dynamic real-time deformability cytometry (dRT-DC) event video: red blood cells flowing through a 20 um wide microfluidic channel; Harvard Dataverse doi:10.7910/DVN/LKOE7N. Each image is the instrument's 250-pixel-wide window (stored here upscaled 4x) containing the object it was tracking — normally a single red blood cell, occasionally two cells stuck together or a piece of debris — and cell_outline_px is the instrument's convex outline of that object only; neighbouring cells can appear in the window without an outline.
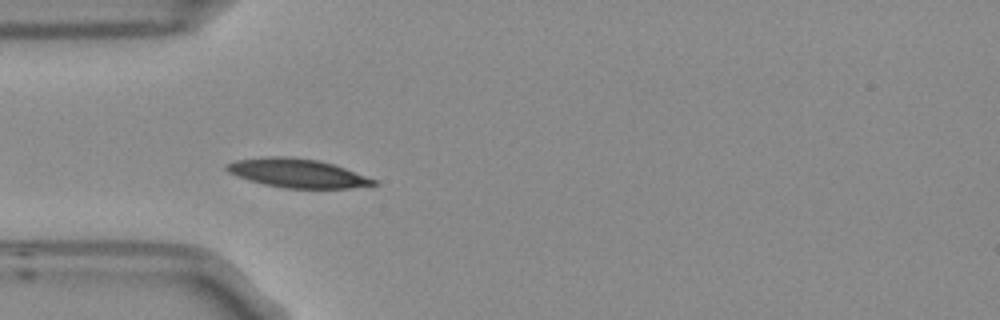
{"species": "Egyptian fruit bat (a non-hibernating species)", "species_latin": "Rousettus aegyptiacus", "temperature_condition": "room temperature", "stored_images_in_passage": 6, "camera_frame_rate_fps": 3000, "um_per_image_px": 0.085, "frame": {"image": 1, "passage_image": 3, "time_ms": 0.667, "image_size_px": [1000, 320], "cell_outline_px": [[376, 184], [352, 188], [284, 188], [264, 184], [248, 180], [236, 176], [228, 172], [224, 168], [224, 164], [236, 160], [272, 156], [284, 156], [316, 160], [332, 164], [344, 168], [376, 180]], "centroid_in_image_um": [25.2, 14.72], "position_along_channel_um": 59.8, "area_um2": 24.39}}